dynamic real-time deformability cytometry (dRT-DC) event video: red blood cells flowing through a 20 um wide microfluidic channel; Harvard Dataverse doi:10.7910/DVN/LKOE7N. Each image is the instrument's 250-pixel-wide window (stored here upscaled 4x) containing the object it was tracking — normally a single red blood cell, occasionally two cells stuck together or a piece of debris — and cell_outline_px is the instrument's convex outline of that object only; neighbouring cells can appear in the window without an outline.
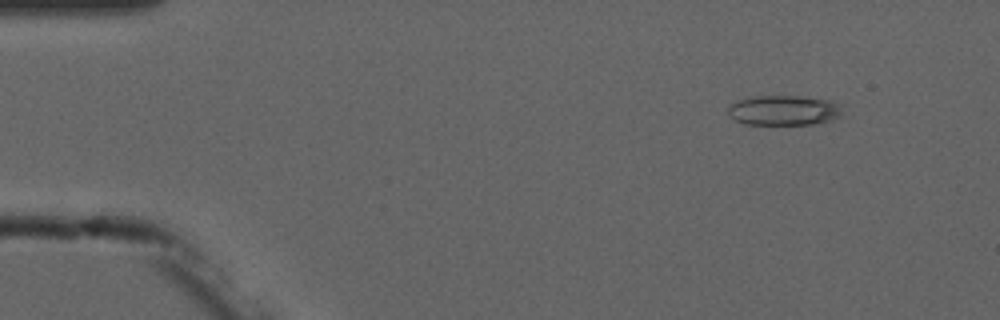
{"species": "common noctule bat (a hibernating species)", "species_latin": "Nyctalus noctula", "temperature_condition": "cold", "stored_images_in_passage": 5, "camera_frame_rate_fps": 3000, "um_per_image_px": 0.085, "animal": {"sex": "male", "forearm_length_mm": 52.5}, "frame": {"image": 1, "passage_image": 2, "time_ms": 1.333, "image_size_px": [1000, 320], "cell_outline_px": [[844, 116], [832, 120], [816, 124], [744, 124], [728, 116], [728, 108], [736, 100], [752, 96], [796, 96], [832, 100], [844, 104]], "centroid_in_image_um": [66.72, 9.37], "position_along_channel_um": 18.3, "area_um2": 20.52}}
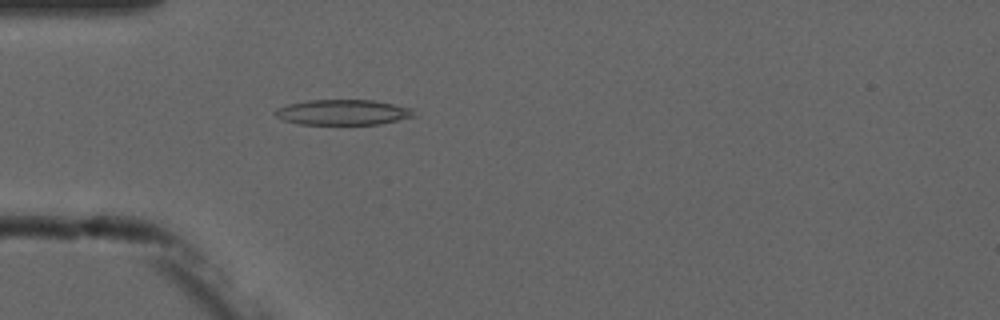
{"frame": {"image": 2, "passage_image": 5, "time_ms": 4.667, "image_size_px": [1000, 320], "cell_outline_px": [[416, 116], [380, 124], [300, 124], [284, 120], [276, 116], [272, 112], [276, 108], [288, 104], [308, 100], [372, 100], [412, 108]], "centroid_in_image_um": [29.13, 9.54], "position_along_channel_um": 55.9, "area_um2": 20.46}}